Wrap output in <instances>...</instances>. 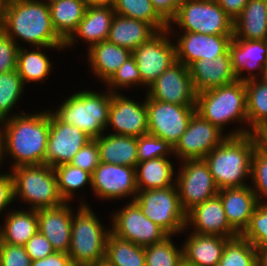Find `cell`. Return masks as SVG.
<instances>
[{
  "label": "cell",
  "mask_w": 267,
  "mask_h": 266,
  "mask_svg": "<svg viewBox=\"0 0 267 266\" xmlns=\"http://www.w3.org/2000/svg\"><path fill=\"white\" fill-rule=\"evenodd\" d=\"M50 110L18 113L0 122L1 161L12 157L9 169L45 164Z\"/></svg>",
  "instance_id": "obj_1"
},
{
  "label": "cell",
  "mask_w": 267,
  "mask_h": 266,
  "mask_svg": "<svg viewBox=\"0 0 267 266\" xmlns=\"http://www.w3.org/2000/svg\"><path fill=\"white\" fill-rule=\"evenodd\" d=\"M1 30L19 48L23 46L20 41L30 47L65 45L53 28L49 6L38 0H8L1 17Z\"/></svg>",
  "instance_id": "obj_2"
},
{
  "label": "cell",
  "mask_w": 267,
  "mask_h": 266,
  "mask_svg": "<svg viewBox=\"0 0 267 266\" xmlns=\"http://www.w3.org/2000/svg\"><path fill=\"white\" fill-rule=\"evenodd\" d=\"M259 145L255 133L228 136L203 158L219 190L249 185L252 154Z\"/></svg>",
  "instance_id": "obj_3"
},
{
  "label": "cell",
  "mask_w": 267,
  "mask_h": 266,
  "mask_svg": "<svg viewBox=\"0 0 267 266\" xmlns=\"http://www.w3.org/2000/svg\"><path fill=\"white\" fill-rule=\"evenodd\" d=\"M196 112L223 132L227 124L239 122L240 127L227 131V136L248 134L245 82L236 80L230 84L197 93Z\"/></svg>",
  "instance_id": "obj_4"
},
{
  "label": "cell",
  "mask_w": 267,
  "mask_h": 266,
  "mask_svg": "<svg viewBox=\"0 0 267 266\" xmlns=\"http://www.w3.org/2000/svg\"><path fill=\"white\" fill-rule=\"evenodd\" d=\"M111 101L112 92L108 89L101 93L81 89L51 112L63 123L74 125L91 139H96L106 132Z\"/></svg>",
  "instance_id": "obj_5"
},
{
  "label": "cell",
  "mask_w": 267,
  "mask_h": 266,
  "mask_svg": "<svg viewBox=\"0 0 267 266\" xmlns=\"http://www.w3.org/2000/svg\"><path fill=\"white\" fill-rule=\"evenodd\" d=\"M78 203V210L73 213L71 244L67 254L75 266H90L105 259L107 237L111 229L103 226L85 200Z\"/></svg>",
  "instance_id": "obj_6"
},
{
  "label": "cell",
  "mask_w": 267,
  "mask_h": 266,
  "mask_svg": "<svg viewBox=\"0 0 267 266\" xmlns=\"http://www.w3.org/2000/svg\"><path fill=\"white\" fill-rule=\"evenodd\" d=\"M14 198L31 210L53 208L64 203L58 191L54 168L46 164L18 166L10 169Z\"/></svg>",
  "instance_id": "obj_7"
},
{
  "label": "cell",
  "mask_w": 267,
  "mask_h": 266,
  "mask_svg": "<svg viewBox=\"0 0 267 266\" xmlns=\"http://www.w3.org/2000/svg\"><path fill=\"white\" fill-rule=\"evenodd\" d=\"M168 28L206 35H233V20L215 0H181ZM174 24V25H173Z\"/></svg>",
  "instance_id": "obj_8"
},
{
  "label": "cell",
  "mask_w": 267,
  "mask_h": 266,
  "mask_svg": "<svg viewBox=\"0 0 267 266\" xmlns=\"http://www.w3.org/2000/svg\"><path fill=\"white\" fill-rule=\"evenodd\" d=\"M133 202L168 235L186 232V212L181 207L176 185L164 189L138 190Z\"/></svg>",
  "instance_id": "obj_9"
},
{
  "label": "cell",
  "mask_w": 267,
  "mask_h": 266,
  "mask_svg": "<svg viewBox=\"0 0 267 266\" xmlns=\"http://www.w3.org/2000/svg\"><path fill=\"white\" fill-rule=\"evenodd\" d=\"M180 164L175 184L181 207L187 213L197 204L217 196L219 188L204 159L185 160Z\"/></svg>",
  "instance_id": "obj_10"
},
{
  "label": "cell",
  "mask_w": 267,
  "mask_h": 266,
  "mask_svg": "<svg viewBox=\"0 0 267 266\" xmlns=\"http://www.w3.org/2000/svg\"><path fill=\"white\" fill-rule=\"evenodd\" d=\"M171 36V37H170ZM169 28L158 31L148 41L132 51L146 89L176 62V46Z\"/></svg>",
  "instance_id": "obj_11"
},
{
  "label": "cell",
  "mask_w": 267,
  "mask_h": 266,
  "mask_svg": "<svg viewBox=\"0 0 267 266\" xmlns=\"http://www.w3.org/2000/svg\"><path fill=\"white\" fill-rule=\"evenodd\" d=\"M148 134L167 141L171 146L179 141L189 121L196 112V106H180L157 101L146 95Z\"/></svg>",
  "instance_id": "obj_12"
},
{
  "label": "cell",
  "mask_w": 267,
  "mask_h": 266,
  "mask_svg": "<svg viewBox=\"0 0 267 266\" xmlns=\"http://www.w3.org/2000/svg\"><path fill=\"white\" fill-rule=\"evenodd\" d=\"M111 216V233L138 246L157 244L169 236L147 218L133 201L125 204Z\"/></svg>",
  "instance_id": "obj_13"
},
{
  "label": "cell",
  "mask_w": 267,
  "mask_h": 266,
  "mask_svg": "<svg viewBox=\"0 0 267 266\" xmlns=\"http://www.w3.org/2000/svg\"><path fill=\"white\" fill-rule=\"evenodd\" d=\"M227 134L195 112L186 131L173 147V156L181 161L203 159L220 145Z\"/></svg>",
  "instance_id": "obj_14"
},
{
  "label": "cell",
  "mask_w": 267,
  "mask_h": 266,
  "mask_svg": "<svg viewBox=\"0 0 267 266\" xmlns=\"http://www.w3.org/2000/svg\"><path fill=\"white\" fill-rule=\"evenodd\" d=\"M91 188L95 197L102 201L130 197L132 202L138 192L136 168L100 162L91 175Z\"/></svg>",
  "instance_id": "obj_15"
},
{
  "label": "cell",
  "mask_w": 267,
  "mask_h": 266,
  "mask_svg": "<svg viewBox=\"0 0 267 266\" xmlns=\"http://www.w3.org/2000/svg\"><path fill=\"white\" fill-rule=\"evenodd\" d=\"M146 95L157 101L180 106H196L197 93L193 87L190 70L178 61L147 88Z\"/></svg>",
  "instance_id": "obj_16"
},
{
  "label": "cell",
  "mask_w": 267,
  "mask_h": 266,
  "mask_svg": "<svg viewBox=\"0 0 267 266\" xmlns=\"http://www.w3.org/2000/svg\"><path fill=\"white\" fill-rule=\"evenodd\" d=\"M169 30L172 36L175 35L173 39L177 38L176 61L188 68L198 60L214 59L226 54L233 38V35H206L196 32H182L180 36L173 29Z\"/></svg>",
  "instance_id": "obj_17"
},
{
  "label": "cell",
  "mask_w": 267,
  "mask_h": 266,
  "mask_svg": "<svg viewBox=\"0 0 267 266\" xmlns=\"http://www.w3.org/2000/svg\"><path fill=\"white\" fill-rule=\"evenodd\" d=\"M91 138L74 125L63 123L50 111V129L45 164L55 168L70 163Z\"/></svg>",
  "instance_id": "obj_18"
},
{
  "label": "cell",
  "mask_w": 267,
  "mask_h": 266,
  "mask_svg": "<svg viewBox=\"0 0 267 266\" xmlns=\"http://www.w3.org/2000/svg\"><path fill=\"white\" fill-rule=\"evenodd\" d=\"M122 93H112V101L109 110L108 127L114 129L109 134L140 137L148 134V117L146 108V96L141 101H136L124 96Z\"/></svg>",
  "instance_id": "obj_19"
},
{
  "label": "cell",
  "mask_w": 267,
  "mask_h": 266,
  "mask_svg": "<svg viewBox=\"0 0 267 266\" xmlns=\"http://www.w3.org/2000/svg\"><path fill=\"white\" fill-rule=\"evenodd\" d=\"M200 235H218L228 238L239 234L229 225L220 197L217 195L197 204L186 213V230ZM193 227V228H192Z\"/></svg>",
  "instance_id": "obj_20"
},
{
  "label": "cell",
  "mask_w": 267,
  "mask_h": 266,
  "mask_svg": "<svg viewBox=\"0 0 267 266\" xmlns=\"http://www.w3.org/2000/svg\"><path fill=\"white\" fill-rule=\"evenodd\" d=\"M229 52L233 70L238 80L245 82L262 78L267 62V40L232 38L229 45ZM246 71L248 74L245 75L244 73Z\"/></svg>",
  "instance_id": "obj_21"
},
{
  "label": "cell",
  "mask_w": 267,
  "mask_h": 266,
  "mask_svg": "<svg viewBox=\"0 0 267 266\" xmlns=\"http://www.w3.org/2000/svg\"><path fill=\"white\" fill-rule=\"evenodd\" d=\"M64 202L53 208L37 210L38 231L51 243L56 252L68 253L71 244L73 208Z\"/></svg>",
  "instance_id": "obj_22"
},
{
  "label": "cell",
  "mask_w": 267,
  "mask_h": 266,
  "mask_svg": "<svg viewBox=\"0 0 267 266\" xmlns=\"http://www.w3.org/2000/svg\"><path fill=\"white\" fill-rule=\"evenodd\" d=\"M115 11L109 6H87L84 17L77 29L65 41L64 48L75 46L77 40L87 43L89 50L93 45L108 39Z\"/></svg>",
  "instance_id": "obj_23"
},
{
  "label": "cell",
  "mask_w": 267,
  "mask_h": 266,
  "mask_svg": "<svg viewBox=\"0 0 267 266\" xmlns=\"http://www.w3.org/2000/svg\"><path fill=\"white\" fill-rule=\"evenodd\" d=\"M189 70L196 93L238 80L229 51L214 59L198 60L189 67Z\"/></svg>",
  "instance_id": "obj_24"
},
{
  "label": "cell",
  "mask_w": 267,
  "mask_h": 266,
  "mask_svg": "<svg viewBox=\"0 0 267 266\" xmlns=\"http://www.w3.org/2000/svg\"><path fill=\"white\" fill-rule=\"evenodd\" d=\"M218 196L221 199L229 225L241 235L248 227L250 218L258 204L256 194L248 185L221 189Z\"/></svg>",
  "instance_id": "obj_25"
},
{
  "label": "cell",
  "mask_w": 267,
  "mask_h": 266,
  "mask_svg": "<svg viewBox=\"0 0 267 266\" xmlns=\"http://www.w3.org/2000/svg\"><path fill=\"white\" fill-rule=\"evenodd\" d=\"M183 245L184 263L189 266H217L230 239L218 235H200L188 232Z\"/></svg>",
  "instance_id": "obj_26"
},
{
  "label": "cell",
  "mask_w": 267,
  "mask_h": 266,
  "mask_svg": "<svg viewBox=\"0 0 267 266\" xmlns=\"http://www.w3.org/2000/svg\"><path fill=\"white\" fill-rule=\"evenodd\" d=\"M87 54L93 75L105 83L132 56V51L105 40L93 45Z\"/></svg>",
  "instance_id": "obj_27"
},
{
  "label": "cell",
  "mask_w": 267,
  "mask_h": 266,
  "mask_svg": "<svg viewBox=\"0 0 267 266\" xmlns=\"http://www.w3.org/2000/svg\"><path fill=\"white\" fill-rule=\"evenodd\" d=\"M95 140L99 148L100 162L137 167V137L105 132Z\"/></svg>",
  "instance_id": "obj_28"
},
{
  "label": "cell",
  "mask_w": 267,
  "mask_h": 266,
  "mask_svg": "<svg viewBox=\"0 0 267 266\" xmlns=\"http://www.w3.org/2000/svg\"><path fill=\"white\" fill-rule=\"evenodd\" d=\"M157 32L152 25L143 20L115 13L107 40L133 51Z\"/></svg>",
  "instance_id": "obj_29"
},
{
  "label": "cell",
  "mask_w": 267,
  "mask_h": 266,
  "mask_svg": "<svg viewBox=\"0 0 267 266\" xmlns=\"http://www.w3.org/2000/svg\"><path fill=\"white\" fill-rule=\"evenodd\" d=\"M233 38L267 40V0H249L233 21Z\"/></svg>",
  "instance_id": "obj_30"
},
{
  "label": "cell",
  "mask_w": 267,
  "mask_h": 266,
  "mask_svg": "<svg viewBox=\"0 0 267 266\" xmlns=\"http://www.w3.org/2000/svg\"><path fill=\"white\" fill-rule=\"evenodd\" d=\"M7 214V215H6ZM0 226V243L24 246L38 231L37 210L14 209L6 212Z\"/></svg>",
  "instance_id": "obj_31"
},
{
  "label": "cell",
  "mask_w": 267,
  "mask_h": 266,
  "mask_svg": "<svg viewBox=\"0 0 267 266\" xmlns=\"http://www.w3.org/2000/svg\"><path fill=\"white\" fill-rule=\"evenodd\" d=\"M173 165L169 157H158L138 162L136 167L137 189H164L176 185V176H174L176 170Z\"/></svg>",
  "instance_id": "obj_32"
},
{
  "label": "cell",
  "mask_w": 267,
  "mask_h": 266,
  "mask_svg": "<svg viewBox=\"0 0 267 266\" xmlns=\"http://www.w3.org/2000/svg\"><path fill=\"white\" fill-rule=\"evenodd\" d=\"M25 49L20 47L17 53V71L21 76L24 84L31 82H42L48 79V75L52 72V66L48 55L45 50L57 49L58 51L64 50V47H31Z\"/></svg>",
  "instance_id": "obj_33"
},
{
  "label": "cell",
  "mask_w": 267,
  "mask_h": 266,
  "mask_svg": "<svg viewBox=\"0 0 267 266\" xmlns=\"http://www.w3.org/2000/svg\"><path fill=\"white\" fill-rule=\"evenodd\" d=\"M86 8L85 0H60L49 5L53 28L64 41L77 29Z\"/></svg>",
  "instance_id": "obj_34"
},
{
  "label": "cell",
  "mask_w": 267,
  "mask_h": 266,
  "mask_svg": "<svg viewBox=\"0 0 267 266\" xmlns=\"http://www.w3.org/2000/svg\"><path fill=\"white\" fill-rule=\"evenodd\" d=\"M248 134L256 133L267 121V79L245 81Z\"/></svg>",
  "instance_id": "obj_35"
},
{
  "label": "cell",
  "mask_w": 267,
  "mask_h": 266,
  "mask_svg": "<svg viewBox=\"0 0 267 266\" xmlns=\"http://www.w3.org/2000/svg\"><path fill=\"white\" fill-rule=\"evenodd\" d=\"M105 259L113 266H146L144 247L112 233L107 237Z\"/></svg>",
  "instance_id": "obj_36"
},
{
  "label": "cell",
  "mask_w": 267,
  "mask_h": 266,
  "mask_svg": "<svg viewBox=\"0 0 267 266\" xmlns=\"http://www.w3.org/2000/svg\"><path fill=\"white\" fill-rule=\"evenodd\" d=\"M115 13L143 20L152 25L157 31L166 30L168 23L156 12L151 0H115Z\"/></svg>",
  "instance_id": "obj_37"
},
{
  "label": "cell",
  "mask_w": 267,
  "mask_h": 266,
  "mask_svg": "<svg viewBox=\"0 0 267 266\" xmlns=\"http://www.w3.org/2000/svg\"><path fill=\"white\" fill-rule=\"evenodd\" d=\"M25 86L17 70L0 73V122L17 114L11 111L24 94Z\"/></svg>",
  "instance_id": "obj_38"
},
{
  "label": "cell",
  "mask_w": 267,
  "mask_h": 266,
  "mask_svg": "<svg viewBox=\"0 0 267 266\" xmlns=\"http://www.w3.org/2000/svg\"><path fill=\"white\" fill-rule=\"evenodd\" d=\"M54 171L58 191L64 202L70 203L75 198V192L85 188V185L89 184L91 187V174L70 163L59 165Z\"/></svg>",
  "instance_id": "obj_39"
},
{
  "label": "cell",
  "mask_w": 267,
  "mask_h": 266,
  "mask_svg": "<svg viewBox=\"0 0 267 266\" xmlns=\"http://www.w3.org/2000/svg\"><path fill=\"white\" fill-rule=\"evenodd\" d=\"M172 235L163 241L144 247L146 266H181L184 262L183 247L173 243Z\"/></svg>",
  "instance_id": "obj_40"
},
{
  "label": "cell",
  "mask_w": 267,
  "mask_h": 266,
  "mask_svg": "<svg viewBox=\"0 0 267 266\" xmlns=\"http://www.w3.org/2000/svg\"><path fill=\"white\" fill-rule=\"evenodd\" d=\"M217 266H257L255 246L241 235L229 239Z\"/></svg>",
  "instance_id": "obj_41"
},
{
  "label": "cell",
  "mask_w": 267,
  "mask_h": 266,
  "mask_svg": "<svg viewBox=\"0 0 267 266\" xmlns=\"http://www.w3.org/2000/svg\"><path fill=\"white\" fill-rule=\"evenodd\" d=\"M250 180L258 203L267 204V150L261 145L252 154Z\"/></svg>",
  "instance_id": "obj_42"
},
{
  "label": "cell",
  "mask_w": 267,
  "mask_h": 266,
  "mask_svg": "<svg viewBox=\"0 0 267 266\" xmlns=\"http://www.w3.org/2000/svg\"><path fill=\"white\" fill-rule=\"evenodd\" d=\"M104 84L112 93H120L124 88L142 87V78L134 57L128 58Z\"/></svg>",
  "instance_id": "obj_43"
},
{
  "label": "cell",
  "mask_w": 267,
  "mask_h": 266,
  "mask_svg": "<svg viewBox=\"0 0 267 266\" xmlns=\"http://www.w3.org/2000/svg\"><path fill=\"white\" fill-rule=\"evenodd\" d=\"M241 236L254 246L267 247V204L258 203Z\"/></svg>",
  "instance_id": "obj_44"
},
{
  "label": "cell",
  "mask_w": 267,
  "mask_h": 266,
  "mask_svg": "<svg viewBox=\"0 0 267 266\" xmlns=\"http://www.w3.org/2000/svg\"><path fill=\"white\" fill-rule=\"evenodd\" d=\"M137 151L139 162L158 157L173 156V146L167 141L150 134L137 138Z\"/></svg>",
  "instance_id": "obj_45"
},
{
  "label": "cell",
  "mask_w": 267,
  "mask_h": 266,
  "mask_svg": "<svg viewBox=\"0 0 267 266\" xmlns=\"http://www.w3.org/2000/svg\"><path fill=\"white\" fill-rule=\"evenodd\" d=\"M70 164L92 175L95 168L100 164L97 141L95 139L88 141L87 144L74 155Z\"/></svg>",
  "instance_id": "obj_46"
},
{
  "label": "cell",
  "mask_w": 267,
  "mask_h": 266,
  "mask_svg": "<svg viewBox=\"0 0 267 266\" xmlns=\"http://www.w3.org/2000/svg\"><path fill=\"white\" fill-rule=\"evenodd\" d=\"M18 45L0 30V73L17 70Z\"/></svg>",
  "instance_id": "obj_47"
},
{
  "label": "cell",
  "mask_w": 267,
  "mask_h": 266,
  "mask_svg": "<svg viewBox=\"0 0 267 266\" xmlns=\"http://www.w3.org/2000/svg\"><path fill=\"white\" fill-rule=\"evenodd\" d=\"M31 262L24 246L0 243V266H31Z\"/></svg>",
  "instance_id": "obj_48"
},
{
  "label": "cell",
  "mask_w": 267,
  "mask_h": 266,
  "mask_svg": "<svg viewBox=\"0 0 267 266\" xmlns=\"http://www.w3.org/2000/svg\"><path fill=\"white\" fill-rule=\"evenodd\" d=\"M31 260L43 259L55 252L48 239L37 231L24 245Z\"/></svg>",
  "instance_id": "obj_49"
},
{
  "label": "cell",
  "mask_w": 267,
  "mask_h": 266,
  "mask_svg": "<svg viewBox=\"0 0 267 266\" xmlns=\"http://www.w3.org/2000/svg\"><path fill=\"white\" fill-rule=\"evenodd\" d=\"M14 201V183L11 172L0 174V213H3L7 208L9 211L10 205Z\"/></svg>",
  "instance_id": "obj_50"
},
{
  "label": "cell",
  "mask_w": 267,
  "mask_h": 266,
  "mask_svg": "<svg viewBox=\"0 0 267 266\" xmlns=\"http://www.w3.org/2000/svg\"><path fill=\"white\" fill-rule=\"evenodd\" d=\"M156 12L169 23L177 14L181 0H151Z\"/></svg>",
  "instance_id": "obj_51"
},
{
  "label": "cell",
  "mask_w": 267,
  "mask_h": 266,
  "mask_svg": "<svg viewBox=\"0 0 267 266\" xmlns=\"http://www.w3.org/2000/svg\"><path fill=\"white\" fill-rule=\"evenodd\" d=\"M31 266H75L69 255L63 252H54L53 254L39 260L31 262Z\"/></svg>",
  "instance_id": "obj_52"
},
{
  "label": "cell",
  "mask_w": 267,
  "mask_h": 266,
  "mask_svg": "<svg viewBox=\"0 0 267 266\" xmlns=\"http://www.w3.org/2000/svg\"><path fill=\"white\" fill-rule=\"evenodd\" d=\"M225 13L234 21L249 0H215Z\"/></svg>",
  "instance_id": "obj_53"
},
{
  "label": "cell",
  "mask_w": 267,
  "mask_h": 266,
  "mask_svg": "<svg viewBox=\"0 0 267 266\" xmlns=\"http://www.w3.org/2000/svg\"><path fill=\"white\" fill-rule=\"evenodd\" d=\"M257 266H267V247L255 246Z\"/></svg>",
  "instance_id": "obj_54"
},
{
  "label": "cell",
  "mask_w": 267,
  "mask_h": 266,
  "mask_svg": "<svg viewBox=\"0 0 267 266\" xmlns=\"http://www.w3.org/2000/svg\"><path fill=\"white\" fill-rule=\"evenodd\" d=\"M87 6H109L113 7L115 0H85Z\"/></svg>",
  "instance_id": "obj_55"
},
{
  "label": "cell",
  "mask_w": 267,
  "mask_h": 266,
  "mask_svg": "<svg viewBox=\"0 0 267 266\" xmlns=\"http://www.w3.org/2000/svg\"><path fill=\"white\" fill-rule=\"evenodd\" d=\"M260 145L267 150V135H256Z\"/></svg>",
  "instance_id": "obj_56"
},
{
  "label": "cell",
  "mask_w": 267,
  "mask_h": 266,
  "mask_svg": "<svg viewBox=\"0 0 267 266\" xmlns=\"http://www.w3.org/2000/svg\"><path fill=\"white\" fill-rule=\"evenodd\" d=\"M255 134L256 135H267V121Z\"/></svg>",
  "instance_id": "obj_57"
},
{
  "label": "cell",
  "mask_w": 267,
  "mask_h": 266,
  "mask_svg": "<svg viewBox=\"0 0 267 266\" xmlns=\"http://www.w3.org/2000/svg\"><path fill=\"white\" fill-rule=\"evenodd\" d=\"M90 266H113L106 259L98 261L97 263L91 264Z\"/></svg>",
  "instance_id": "obj_58"
},
{
  "label": "cell",
  "mask_w": 267,
  "mask_h": 266,
  "mask_svg": "<svg viewBox=\"0 0 267 266\" xmlns=\"http://www.w3.org/2000/svg\"><path fill=\"white\" fill-rule=\"evenodd\" d=\"M8 0H0V14L2 15L3 10L5 8V6L7 5Z\"/></svg>",
  "instance_id": "obj_59"
},
{
  "label": "cell",
  "mask_w": 267,
  "mask_h": 266,
  "mask_svg": "<svg viewBox=\"0 0 267 266\" xmlns=\"http://www.w3.org/2000/svg\"><path fill=\"white\" fill-rule=\"evenodd\" d=\"M38 1H40V2H44L46 5H51V4H54V3H56V2H58V1H60V0H38Z\"/></svg>",
  "instance_id": "obj_60"
},
{
  "label": "cell",
  "mask_w": 267,
  "mask_h": 266,
  "mask_svg": "<svg viewBox=\"0 0 267 266\" xmlns=\"http://www.w3.org/2000/svg\"><path fill=\"white\" fill-rule=\"evenodd\" d=\"M262 78L267 79V62H266V65L264 67V73L262 75Z\"/></svg>",
  "instance_id": "obj_61"
},
{
  "label": "cell",
  "mask_w": 267,
  "mask_h": 266,
  "mask_svg": "<svg viewBox=\"0 0 267 266\" xmlns=\"http://www.w3.org/2000/svg\"><path fill=\"white\" fill-rule=\"evenodd\" d=\"M1 165H2V161H1V140H0V168H1Z\"/></svg>",
  "instance_id": "obj_62"
},
{
  "label": "cell",
  "mask_w": 267,
  "mask_h": 266,
  "mask_svg": "<svg viewBox=\"0 0 267 266\" xmlns=\"http://www.w3.org/2000/svg\"><path fill=\"white\" fill-rule=\"evenodd\" d=\"M1 17H2V15L0 14V30H1Z\"/></svg>",
  "instance_id": "obj_63"
},
{
  "label": "cell",
  "mask_w": 267,
  "mask_h": 266,
  "mask_svg": "<svg viewBox=\"0 0 267 266\" xmlns=\"http://www.w3.org/2000/svg\"><path fill=\"white\" fill-rule=\"evenodd\" d=\"M181 266H189V265H186L184 262L181 264Z\"/></svg>",
  "instance_id": "obj_64"
}]
</instances>
